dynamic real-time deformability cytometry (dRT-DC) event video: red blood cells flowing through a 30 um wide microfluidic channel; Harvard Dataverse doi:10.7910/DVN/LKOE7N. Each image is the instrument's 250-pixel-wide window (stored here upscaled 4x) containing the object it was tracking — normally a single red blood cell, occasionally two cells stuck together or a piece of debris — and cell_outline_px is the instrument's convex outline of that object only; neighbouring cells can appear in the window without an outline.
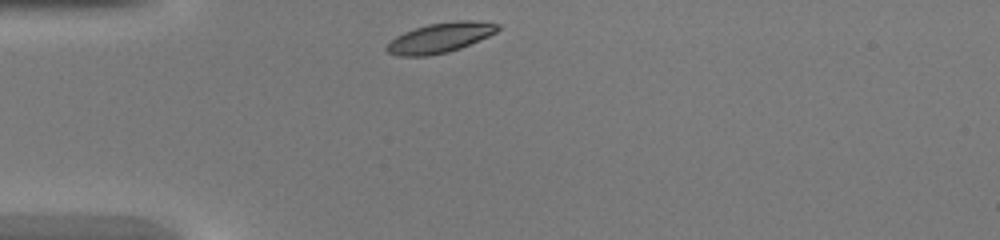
{"species": "common noctule bat (a hibernating species)", "species_latin": "Nyctalus noctula", "temperature_condition": "warm", "stored_images_in_passage": 27, "camera_frame_rate_fps": 3000, "um_per_image_px": 0.085, "animal": {"sex": "female", "body_mass_g": 20.0, "forearm_length_mm": 54.0}, "frame": {"image": 1, "passage_image": 1, "time_ms": 0.0, "image_size_px": [1000, 240], "cell_outline_px": [[500, 28], [496, 32], [488, 36], [460, 48], [448, 52], [428, 56], [396, 56], [388, 52], [384, 48], [396, 36], [404, 32], [428, 24], [456, 20], [468, 20], [500, 24]], "centroid_in_image_um": [37.39, 3.21], "position_along_channel_um": 47.6, "area_um2": 19.25}}
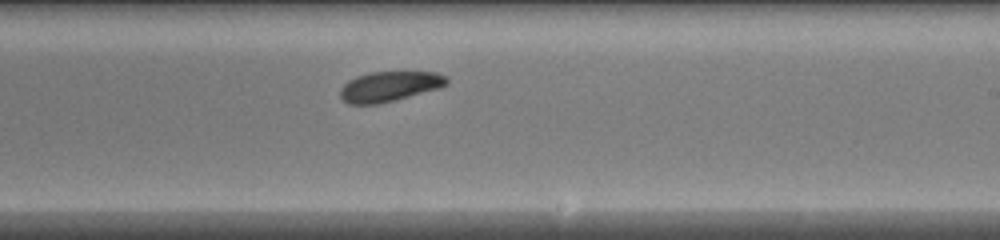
{"frame": {"image": 2, "passage_image": 16, "time_ms": 5.0, "image_size_px": [1000, 240], "cell_outline_px": [[448, 84], [440, 88], [376, 104], [348, 104], [340, 96], [340, 88], [348, 80], [356, 76], [372, 72], [436, 72], [444, 76], [448, 80]], "centroid_in_image_um": [33.08, 7.34], "position_along_channel_um": 255.9, "area_um2": 18.44}}
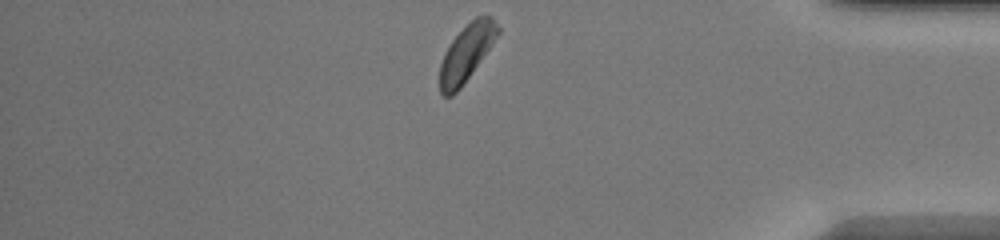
{"frame": {"image": 3, "passage_image": 27, "time_ms": 8.667, "image_size_px": [1000, 240], "cell_outline_px": [[500, 32], [460, 88], [452, 96], [444, 96], [440, 92], [440, 64], [444, 52], [452, 40], [476, 16], [492, 16], [500, 28]], "centroid_in_image_um": [39.63, 4.5], "position_along_channel_um": 395.6, "area_um2": 18.61}}